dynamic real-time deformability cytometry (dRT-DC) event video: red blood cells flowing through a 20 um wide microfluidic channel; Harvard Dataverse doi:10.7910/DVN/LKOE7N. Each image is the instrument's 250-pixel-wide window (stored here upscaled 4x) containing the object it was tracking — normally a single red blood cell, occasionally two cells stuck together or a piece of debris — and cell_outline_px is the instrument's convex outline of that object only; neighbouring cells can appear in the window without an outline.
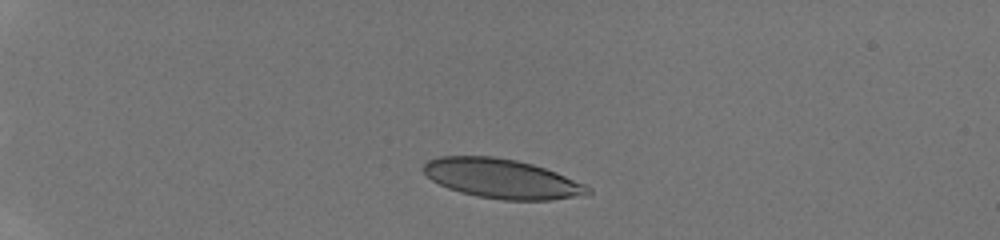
{"species": "human", "species_latin": "Homo sapiens", "temperature_condition": "room temperature", "stored_images_in_passage": 12, "camera_frame_rate_fps": 3000, "um_per_image_px": 0.085, "donor": {"sex": "male"}, "frame": {"image": 1, "passage_image": 3, "time_ms": 1.333, "image_size_px": [1000, 240], "cell_outline_px": [[592, 192], [588, 196], [548, 200], [504, 200], [480, 196], [460, 192], [448, 188], [432, 180], [420, 168], [428, 160], [440, 156], [492, 156], [516, 160], [532, 164], [556, 172], [588, 184], [592, 188]], "centroid_in_image_um": [42.73, 15.19], "position_along_channel_um": 42.3, "area_um2": 38.03}}
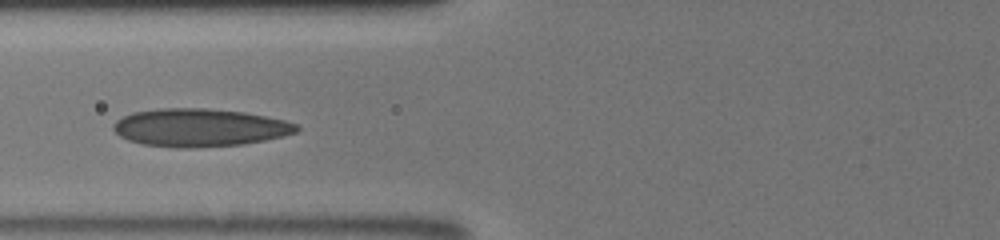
{"frame": {"image": 2, "passage_image": 9, "time_ms": 4.667, "image_size_px": [1000, 240], "cell_outline_px": [[300, 128], [296, 132], [284, 136], [244, 144], [196, 148], [176, 148], [144, 144], [128, 140], [120, 136], [112, 128], [112, 124], [116, 120], [132, 112], [160, 108], [208, 108], [244, 112], [284, 120], [296, 124]], "centroid_in_image_um": [16.95, 10.85], "position_along_channel_um": 108.9, "area_um2": 40.63}}
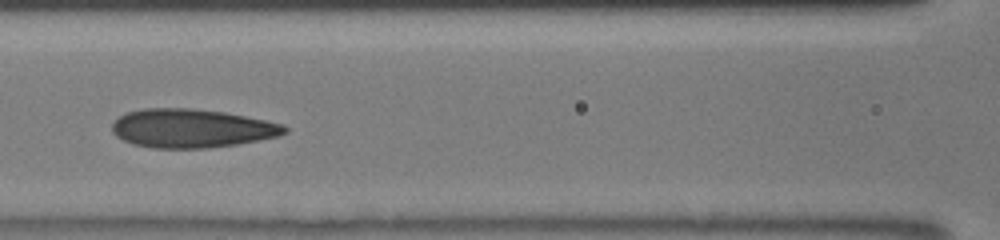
{"frame": {"image": 3, "passage_image": 11, "time_ms": 5.667, "image_size_px": [1000, 240], "cell_outline_px": [[288, 132], [280, 136], [236, 144], [208, 148], [152, 148], [132, 144], [116, 136], [112, 132], [112, 124], [124, 112], [144, 108], [192, 108], [224, 112], [284, 124], [288, 128]], "centroid_in_image_um": [16.28, 10.91], "position_along_channel_um": 150.3, "area_um2": 39.02}}